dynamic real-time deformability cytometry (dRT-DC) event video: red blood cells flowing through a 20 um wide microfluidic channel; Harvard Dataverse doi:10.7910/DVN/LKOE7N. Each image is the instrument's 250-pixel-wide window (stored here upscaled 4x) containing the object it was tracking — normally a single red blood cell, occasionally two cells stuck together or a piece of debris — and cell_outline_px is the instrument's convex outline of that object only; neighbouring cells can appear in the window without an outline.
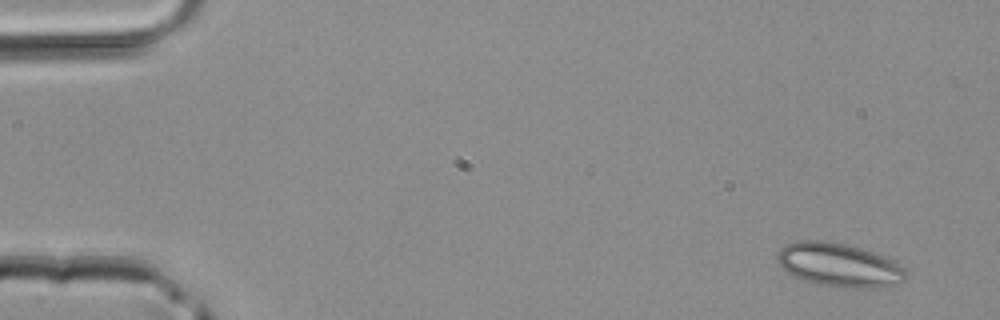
{"species": "common noctule bat (a hibernating species)", "species_latin": "Nyctalus noctula", "temperature_condition": "room temperature", "stored_images_in_passage": 4, "camera_frame_rate_fps": 3000, "um_per_image_px": 0.085, "animal": {"sex": "male", "body_mass_g": 20.4}, "frame": {"image": 1, "passage_image": 1, "time_ms": 0.0, "image_size_px": [1000, 320], "cell_outline_px": [[908, 276], [904, 280], [884, 288], [844, 288], [816, 284], [804, 280], [788, 272], [776, 260], [776, 256], [780, 248], [796, 240], [820, 240], [844, 244], [876, 252], [892, 260], [904, 268]], "centroid_in_image_um": [71.34, 22.53], "position_along_channel_um": 13.7, "area_um2": 32.83}}